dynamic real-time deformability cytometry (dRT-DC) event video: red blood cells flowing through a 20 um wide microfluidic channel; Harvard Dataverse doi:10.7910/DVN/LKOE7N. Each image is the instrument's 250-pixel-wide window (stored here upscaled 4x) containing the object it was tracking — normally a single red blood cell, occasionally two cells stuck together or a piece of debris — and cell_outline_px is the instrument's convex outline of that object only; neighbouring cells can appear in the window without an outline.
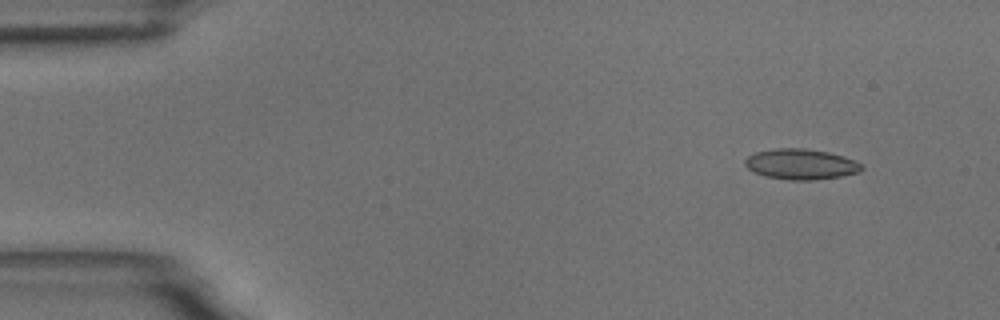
{"species": "common noctule bat (a hibernating species)", "species_latin": "Nyctalus noctula", "temperature_condition": "room temperature", "stored_images_in_passage": 5, "camera_frame_rate_fps": 3000, "um_per_image_px": 0.085, "animal": {"sex": "male", "body_mass_g": 18.8}, "frame": {"image": 1, "passage_image": 2, "time_ms": 1.0, "image_size_px": [1000, 320], "cell_outline_px": [[864, 168], [860, 172], [840, 176], [812, 180], [792, 180], [764, 176], [752, 172], [744, 164], [744, 160], [748, 156], [756, 152], [776, 148], [804, 148], [828, 152], [844, 156], [864, 164]], "centroid_in_image_um": [68.08, 13.95], "position_along_channel_um": 16.9, "area_um2": 20.87}}